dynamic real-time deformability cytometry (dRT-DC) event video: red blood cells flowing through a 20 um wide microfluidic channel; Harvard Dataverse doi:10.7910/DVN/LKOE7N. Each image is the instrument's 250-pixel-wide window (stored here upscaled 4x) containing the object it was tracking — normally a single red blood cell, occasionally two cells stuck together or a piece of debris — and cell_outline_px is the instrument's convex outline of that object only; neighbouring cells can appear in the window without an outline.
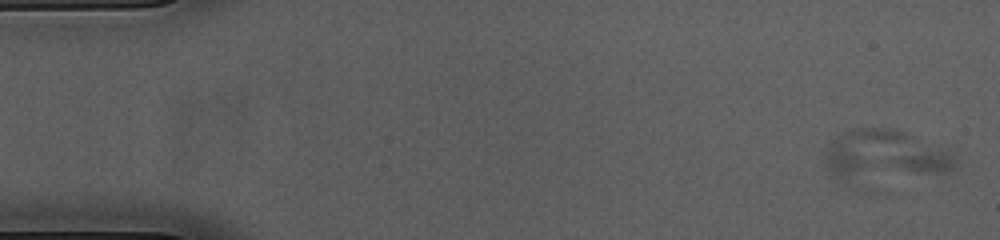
{"species": "common noctule bat (a hibernating species)", "species_latin": "Nyctalus noctula", "temperature_condition": "cold", "stored_images_in_passage": 2, "camera_frame_rate_fps": 3000, "um_per_image_px": 0.085, "animal": {"sex": "female", "body_mass_g": 23.0, "forearm_length_mm": 53.4}, "frame": {"image": 1, "passage_image": 1, "time_ms": 0.0, "image_size_px": [1000, 240], "cell_outline_px": [[956, 168], [948, 172], [848, 184], [832, 180], [828, 168], [828, 148], [832, 140], [836, 136], [852, 128], [896, 128], [944, 148], [956, 156]], "centroid_in_image_um": [75.19, 13.26], "position_along_channel_um": 9.8, "area_um2": 39.36}}